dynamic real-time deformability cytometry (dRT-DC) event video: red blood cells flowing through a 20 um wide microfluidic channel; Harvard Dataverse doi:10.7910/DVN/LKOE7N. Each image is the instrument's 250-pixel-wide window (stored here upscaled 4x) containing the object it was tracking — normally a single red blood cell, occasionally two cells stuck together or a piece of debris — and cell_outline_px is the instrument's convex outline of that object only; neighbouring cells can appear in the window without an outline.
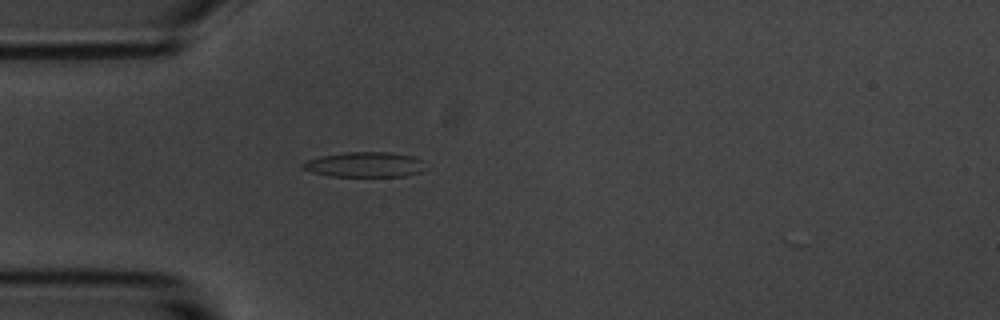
{"species": "common noctule bat (a hibernating species)", "species_latin": "Nyctalus noctula", "temperature_condition": "room temperature", "stored_images_in_passage": 1, "camera_frame_rate_fps": 3000, "um_per_image_px": 0.085, "animal": {"sex": "male", "body_mass_g": 20.1, "forearm_length_mm": 53.5}, "frame": {"image": 1, "passage_image": 1, "time_ms": 0.0, "image_size_px": [1000, 320], "cell_outline_px": [[424, 160], [420, 172], [404, 176], [328, 176], [312, 172], [300, 168], [300, 164], [304, 160], [320, 156], [344, 152], [392, 152], [412, 156]], "centroid_in_image_um": [30.92, 13.98], "position_along_channel_um": 54.1, "area_um2": 18.09}}